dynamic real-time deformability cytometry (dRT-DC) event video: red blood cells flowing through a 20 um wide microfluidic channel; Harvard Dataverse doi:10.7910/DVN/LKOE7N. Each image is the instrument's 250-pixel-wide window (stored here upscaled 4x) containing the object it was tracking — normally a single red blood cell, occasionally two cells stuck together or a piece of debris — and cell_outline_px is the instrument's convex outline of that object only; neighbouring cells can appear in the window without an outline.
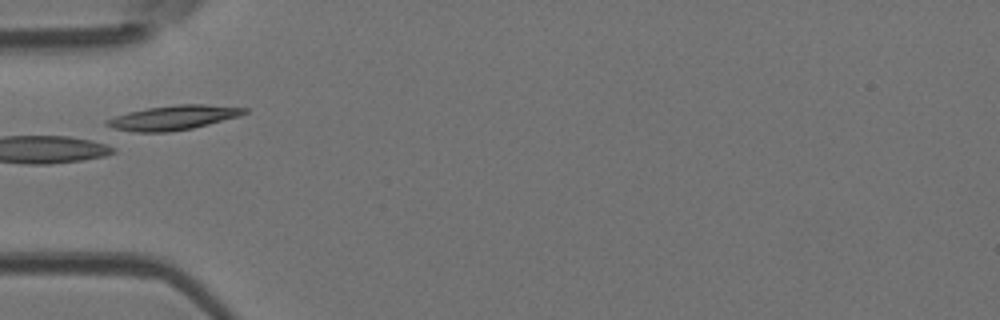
{"species": "Egyptian fruit bat (a non-hibernating species)", "species_latin": "Rousettus aegyptiacus", "temperature_condition": "room temperature", "stored_images_in_passage": 5, "camera_frame_rate_fps": 3000, "um_per_image_px": 0.085, "animal": {"sex": "female"}, "frame": {"image": 1, "passage_image": 4, "time_ms": 1.0, "image_size_px": [1000, 320], "cell_outline_px": [[248, 112], [240, 116], [192, 128], [168, 132], [132, 132], [112, 128], [104, 124], [104, 120], [128, 112], [148, 108], [180, 104], [204, 104], [248, 108]], "centroid_in_image_um": [14.72, 10.0], "position_along_channel_um": 70.3, "area_um2": 19.59}}
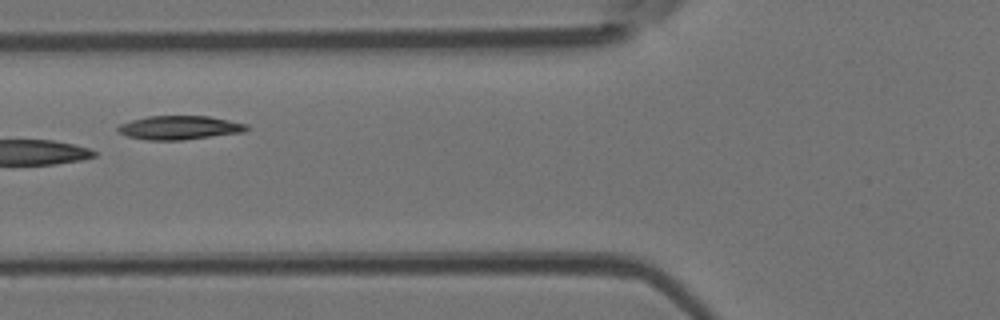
{"frame": {"image": 2, "passage_image": 5, "time_ms": 1.333, "image_size_px": [1000, 320], "cell_outline_px": [[248, 128], [244, 132], [184, 140], [148, 140], [128, 136], [120, 132], [116, 128], [120, 124], [132, 120], [148, 116], [208, 116], [248, 124]], "centroid_in_image_um": [15.27, 10.85], "position_along_channel_um": 110.5, "area_um2": 17.74}}